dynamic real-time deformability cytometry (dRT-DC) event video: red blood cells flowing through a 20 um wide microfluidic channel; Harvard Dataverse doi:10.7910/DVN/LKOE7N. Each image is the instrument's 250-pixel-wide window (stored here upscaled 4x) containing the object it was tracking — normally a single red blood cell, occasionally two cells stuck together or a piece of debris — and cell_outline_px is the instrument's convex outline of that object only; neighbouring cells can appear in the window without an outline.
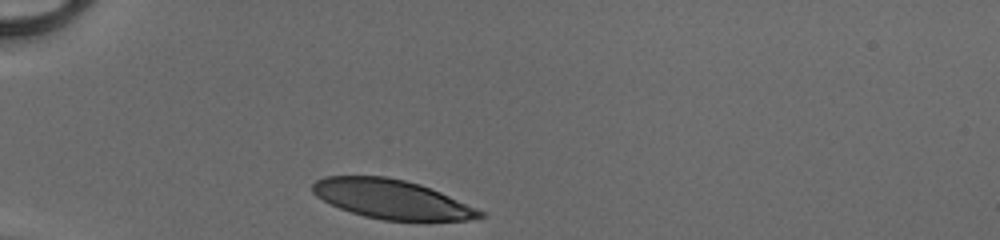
{"species": "human", "species_latin": "Homo sapiens", "temperature_condition": "cold", "stored_images_in_passage": 28, "camera_frame_rate_fps": 3000, "um_per_image_px": 0.085, "donor": {"sex": "male"}, "frame": {"image": 1, "passage_image": 1, "time_ms": 0.0, "image_size_px": [1000, 240], "cell_outline_px": [[484, 216], [468, 220], [384, 220], [364, 216], [340, 208], [316, 196], [312, 192], [312, 184], [316, 180], [324, 176], [384, 176], [404, 180], [420, 184], [440, 192], [484, 212]], "centroid_in_image_um": [33.26, 16.92], "position_along_channel_um": 51.7, "area_um2": 37.63}}
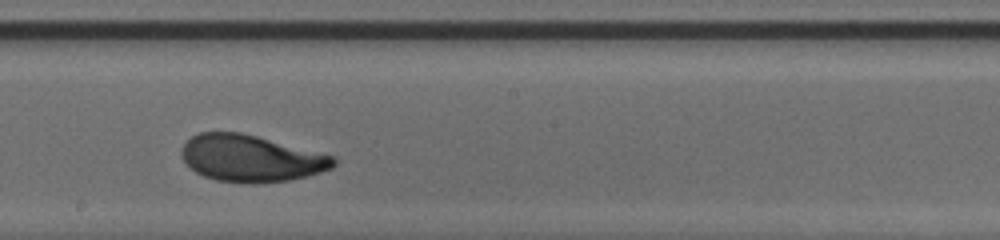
{"frame": {"image": 2, "passage_image": 16, "time_ms": 5.0, "image_size_px": [1000, 240], "cell_outline_px": [[336, 164], [332, 168], [308, 176], [288, 180], [260, 184], [248, 184], [216, 180], [204, 176], [196, 172], [180, 156], [180, 148], [192, 136], [200, 132], [240, 132], [336, 156]], "centroid_in_image_um": [21.34, 13.47], "position_along_channel_um": 226.9, "area_um2": 41.56}}
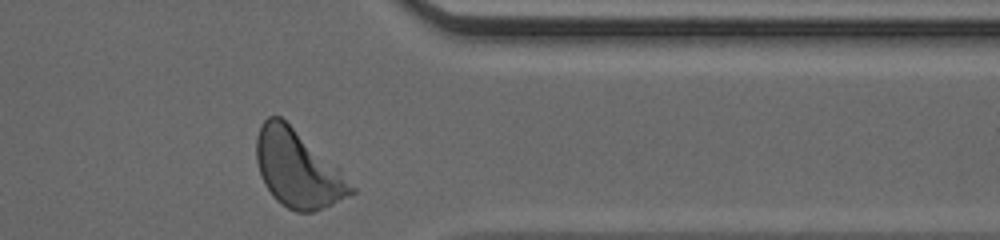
{"frame": {"image": 3, "passage_image": 28, "time_ms": 9.0, "image_size_px": [1000, 240], "cell_outline_px": [[356, 192], [332, 204], [312, 212], [296, 212], [280, 204], [272, 196], [264, 184], [260, 176], [256, 160], [256, 136], [260, 124], [268, 116], [280, 116], [340, 168], [356, 188]], "centroid_in_image_um": [25.3, 14.36], "position_along_channel_um": 386.1, "area_um2": 42.66}, "authors_computed_cell_mechanics": {"area_um2": 41.1825, "velocity_mm_per_s": 4.0835, "shape_relaxation_time_tau1_ms": 2.1626, "shape_relaxation_time_tau2_ms": 0.764, "deformation_change_tau1": 0.1346, "deformation_change_tau2": 0.0635}}